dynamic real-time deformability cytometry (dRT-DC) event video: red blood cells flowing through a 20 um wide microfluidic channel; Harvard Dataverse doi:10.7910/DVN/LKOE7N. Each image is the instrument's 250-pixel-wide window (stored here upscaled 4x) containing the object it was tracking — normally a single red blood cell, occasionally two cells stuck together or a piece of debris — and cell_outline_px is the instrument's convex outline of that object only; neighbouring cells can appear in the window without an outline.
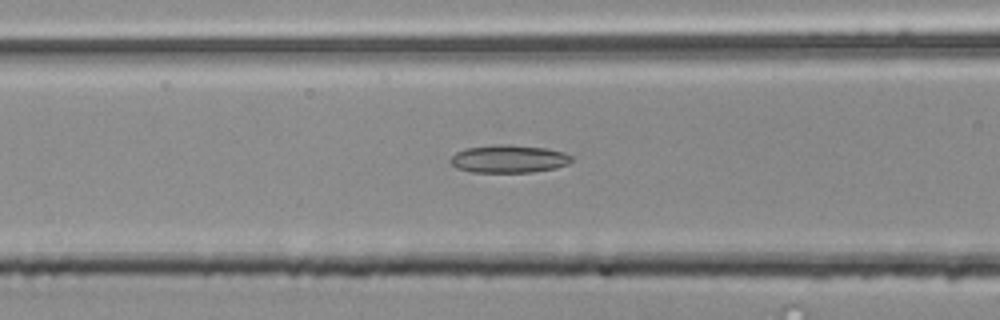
{"species": "common noctule bat (a hibernating species)", "species_latin": "Nyctalus noctula", "temperature_condition": "room temperature", "stored_images_in_passage": 38, "camera_frame_rate_fps": 3000, "um_per_image_px": 0.085, "animal": {"sex": "male", "body_mass_g": 20.4}, "frame": {"image": 1, "passage_image": 11, "time_ms": 3.333, "image_size_px": [1000, 320], "cell_outline_px": [[572, 160], [568, 164], [556, 168], [532, 172], [472, 172], [456, 168], [448, 160], [456, 152], [468, 148], [492, 144], [500, 144], [548, 148], [564, 152], [572, 156]], "centroid_in_image_um": [43.25, 13.5], "position_along_channel_um": 123.4, "area_um2": 19.71}}
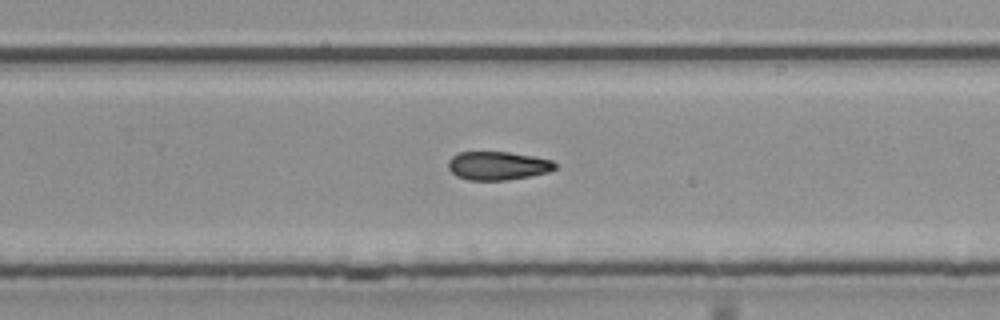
{"frame": {"image": 2, "passage_image": 24, "time_ms": 7.667, "image_size_px": [1000, 320], "cell_outline_px": [[556, 168], [548, 172], [508, 180], [468, 180], [456, 176], [448, 168], [448, 160], [452, 156], [460, 152], [508, 152], [536, 156], [552, 160], [556, 164]], "centroid_in_image_um": [42.31, 14.08], "position_along_channel_um": 287.5, "area_um2": 17.8}}
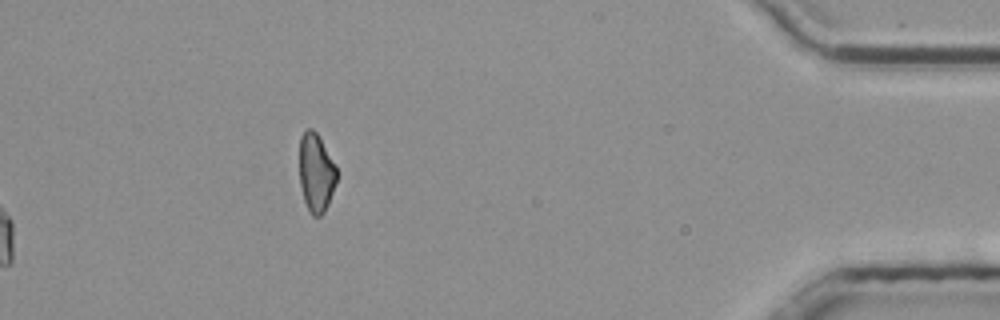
{"frame": {"image": 3, "passage_image": 38, "time_ms": 12.333, "image_size_px": [1000, 320], "cell_outline_px": [[336, 180], [328, 204], [324, 212], [320, 216], [312, 216], [304, 200], [300, 184], [300, 136], [308, 128], [312, 128], [316, 132], [336, 168]], "centroid_in_image_um": [26.84, 14.7], "position_along_channel_um": 408.4, "area_um2": 16.59}, "authors_computed_cell_mechanics": {"area_um2": 18.7272, "velocity_mm_per_s": 3.7888, "shape_relaxation_time_tau1_ms": null, "shape_relaxation_time_tau2_ms": 3.3553, "deformation_change_tau1": null, "deformation_change_tau2": 0.0951}}